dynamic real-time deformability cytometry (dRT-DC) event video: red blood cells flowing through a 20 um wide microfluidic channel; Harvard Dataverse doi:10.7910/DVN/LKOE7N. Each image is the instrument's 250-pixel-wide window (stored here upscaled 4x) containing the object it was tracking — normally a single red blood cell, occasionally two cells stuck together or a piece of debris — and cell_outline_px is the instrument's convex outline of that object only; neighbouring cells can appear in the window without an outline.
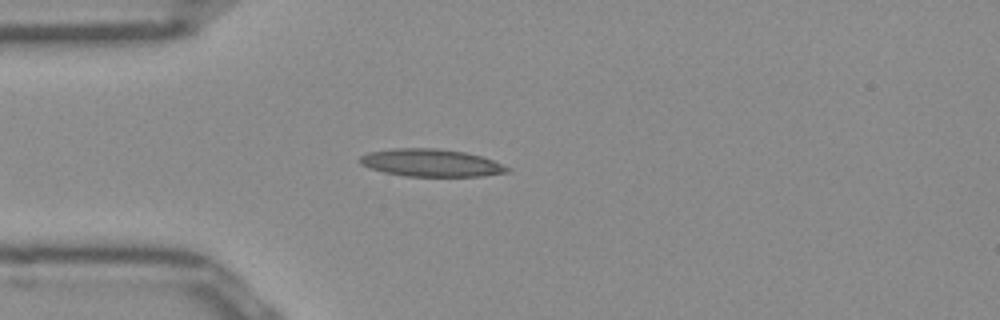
{"species": "Egyptian fruit bat (a non-hibernating species)", "species_latin": "Rousettus aegyptiacus", "temperature_condition": "room temperature", "stored_images_in_passage": 38, "camera_frame_rate_fps": 3000, "um_per_image_px": 0.085, "frame": {"image": 1, "passage_image": 1, "time_ms": 0.0, "image_size_px": [1000, 320], "cell_outline_px": [[512, 168], [508, 172], [484, 176], [404, 176], [384, 172], [360, 164], [360, 156], [368, 152], [392, 148], [432, 148], [464, 152], [480, 156], [492, 160]], "centroid_in_image_um": [36.64, 13.84], "position_along_channel_um": 48.4, "area_um2": 23.52}}
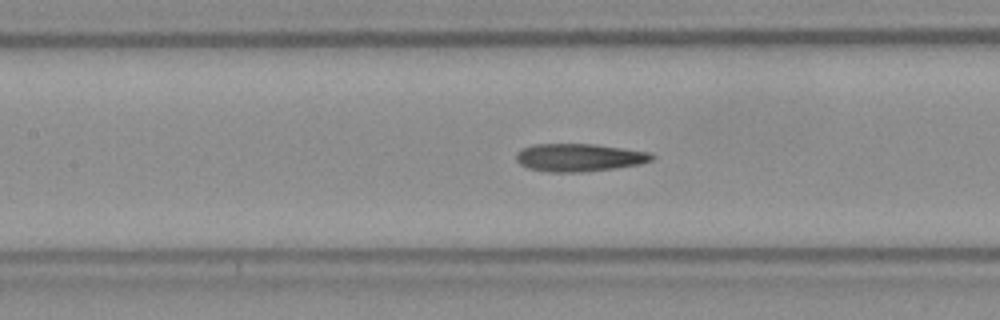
{"frame": {"image": 2, "passage_image": 10, "time_ms": 3.0, "image_size_px": [1000, 320], "cell_outline_px": [[656, 156], [652, 160], [640, 164], [612, 168], [580, 172], [548, 172], [528, 168], [520, 164], [516, 160], [516, 152], [520, 148], [532, 144], [596, 144], [652, 152]], "centroid_in_image_um": [49.22, 13.37], "position_along_channel_um": 158.2, "area_um2": 22.2}}
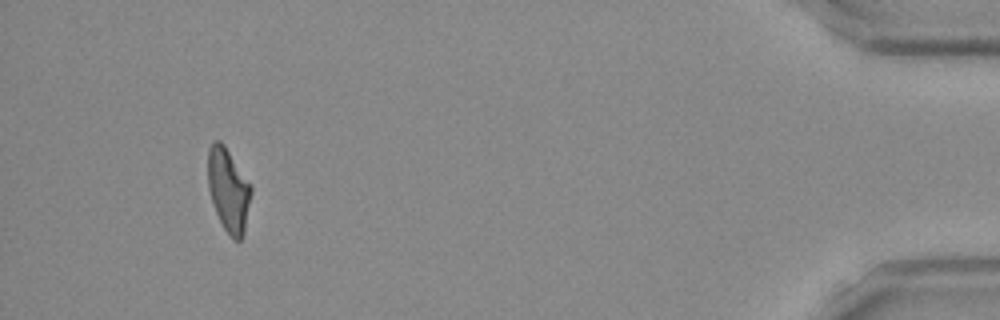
{"frame": {"image": 3, "passage_image": 35, "time_ms": 11.333, "image_size_px": [1000, 320], "cell_outline_px": [[252, 192], [244, 232], [240, 240], [232, 240], [228, 236], [216, 212], [208, 188], [208, 148], [216, 140], [220, 140], [224, 144], [252, 184]], "centroid_in_image_um": [19.43, 16.14], "position_along_channel_um": 415.8, "area_um2": 21.15}, "authors_computed_cell_mechanics": {"area_um2": 21.5883, "velocity_mm_per_s": 3.984, "shape_relaxation_time_tau1_ms": null, "shape_relaxation_time_tau2_ms": 2.5415, "deformation_change_tau1": null, "deformation_change_tau2": 0.1311}}